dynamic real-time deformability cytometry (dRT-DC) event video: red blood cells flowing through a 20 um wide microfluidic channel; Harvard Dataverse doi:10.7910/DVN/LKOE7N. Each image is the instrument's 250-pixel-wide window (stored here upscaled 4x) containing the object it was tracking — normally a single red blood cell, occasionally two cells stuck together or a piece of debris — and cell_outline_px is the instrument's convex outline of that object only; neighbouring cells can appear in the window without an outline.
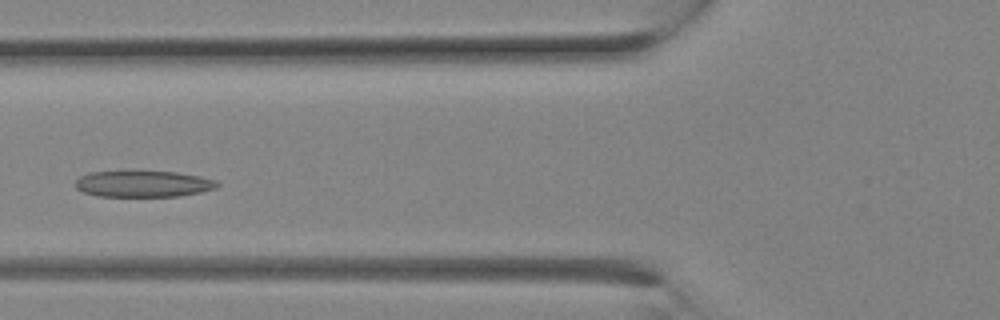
{"species": "Egyptian fruit bat (a non-hibernating species)", "species_latin": "Rousettus aegyptiacus", "temperature_condition": "room temperature", "stored_images_in_passage": 9, "camera_frame_rate_fps": 3000, "um_per_image_px": 0.085, "animal": {"sex": "female"}, "frame": {"image": 1, "passage_image": 8, "time_ms": 2.333, "image_size_px": [1000, 320], "cell_outline_px": [[220, 184], [216, 188], [200, 192], [180, 196], [96, 196], [84, 192], [76, 188], [76, 180], [80, 176], [88, 172], [176, 172], [200, 176], [216, 180]], "centroid_in_image_um": [12.19, 15.63], "position_along_channel_um": 113.6, "area_um2": 21.56}}